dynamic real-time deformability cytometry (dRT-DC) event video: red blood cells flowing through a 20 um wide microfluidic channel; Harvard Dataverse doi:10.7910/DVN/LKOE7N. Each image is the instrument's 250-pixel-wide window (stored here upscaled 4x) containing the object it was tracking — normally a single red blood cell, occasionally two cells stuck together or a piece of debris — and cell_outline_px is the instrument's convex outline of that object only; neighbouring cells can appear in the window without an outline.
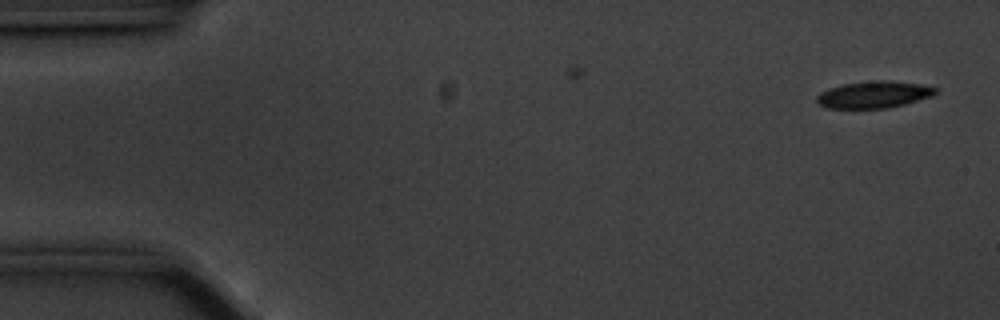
{"species": "common noctule bat (a hibernating species)", "species_latin": "Nyctalus noctula", "temperature_condition": "cold", "stored_images_in_passage": 7, "camera_frame_rate_fps": 3000, "um_per_image_px": 0.085, "animal": {"sex": "male", "body_mass_g": 20.1, "forearm_length_mm": 53.5}, "frame": {"image": 1, "passage_image": 2, "time_ms": 0.333, "image_size_px": [1000, 320], "cell_outline_px": [[936, 92], [932, 96], [904, 104], [888, 108], [828, 108], [820, 104], [816, 100], [816, 96], [820, 92], [844, 84], [880, 80], [888, 80], [920, 84], [936, 88]], "centroid_in_image_um": [74.28, 8.04], "position_along_channel_um": 10.7, "area_um2": 18.26}}